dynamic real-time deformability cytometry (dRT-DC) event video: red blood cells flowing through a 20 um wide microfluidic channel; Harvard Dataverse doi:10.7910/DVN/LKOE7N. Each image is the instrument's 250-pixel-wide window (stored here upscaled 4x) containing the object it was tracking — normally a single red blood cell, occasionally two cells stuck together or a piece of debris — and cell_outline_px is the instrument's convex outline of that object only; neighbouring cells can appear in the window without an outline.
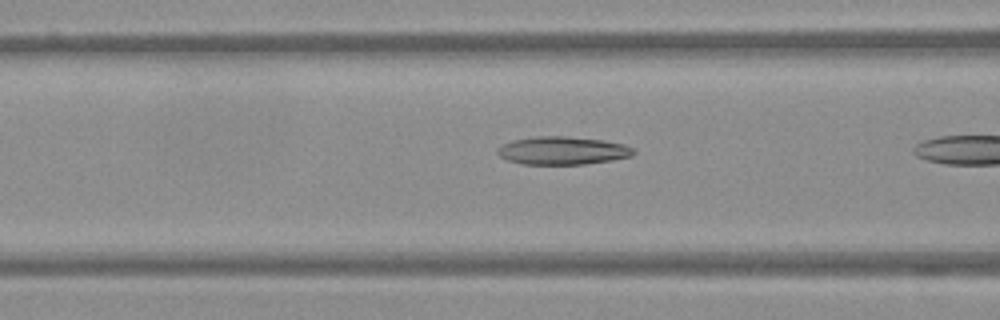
{"species": "Egyptian fruit bat (a non-hibernating species)", "species_latin": "Rousettus aegyptiacus", "temperature_condition": "warm", "stored_images_in_passage": 9, "camera_frame_rate_fps": 3000, "um_per_image_px": 0.085, "frame": {"image": 1, "passage_image": 8, "time_ms": 2.333, "image_size_px": [1000, 320], "cell_outline_px": [[636, 152], [632, 156], [612, 160], [584, 164], [524, 164], [508, 160], [500, 156], [496, 152], [496, 148], [512, 140], [536, 136], [568, 136], [604, 140], [624, 144], [632, 148]], "centroid_in_image_um": [47.82, 12.79], "position_along_channel_um": 118.8, "area_um2": 22.25}}